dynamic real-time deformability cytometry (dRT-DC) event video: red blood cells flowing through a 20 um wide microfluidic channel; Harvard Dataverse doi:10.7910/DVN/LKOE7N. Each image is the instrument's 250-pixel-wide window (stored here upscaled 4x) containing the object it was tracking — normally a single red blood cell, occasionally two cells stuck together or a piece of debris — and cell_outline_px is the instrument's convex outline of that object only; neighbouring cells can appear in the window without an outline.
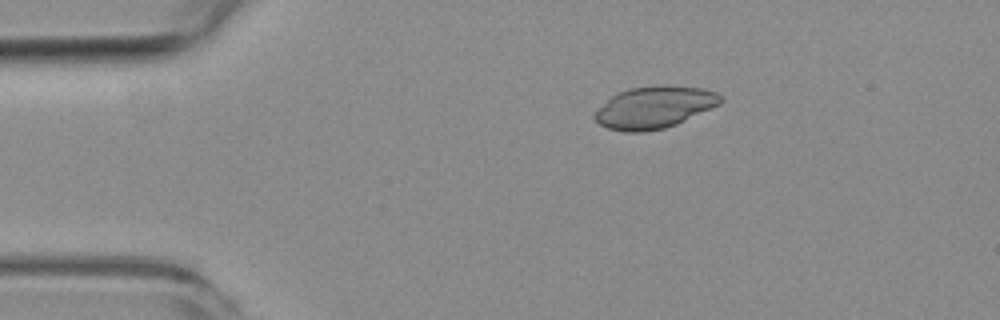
{"species": "common noctule bat (a hibernating species)", "species_latin": "Nyctalus noctula", "temperature_condition": "room temperature", "stored_images_in_passage": 6, "camera_frame_rate_fps": 3000, "um_per_image_px": 0.085, "animal": {"sex": "female", "body_mass_g": 19.3, "forearm_length_mm": 54.1}, "frame": {"image": 1, "passage_image": 3, "time_ms": 2.333, "image_size_px": [1000, 320], "cell_outline_px": [[724, 100], [720, 104], [676, 124], [664, 128], [644, 132], [624, 132], [608, 128], [600, 124], [596, 120], [596, 112], [616, 92], [628, 88], [664, 84], [704, 88], [716, 92], [724, 96]], "centroid_in_image_um": [55.67, 9.1], "position_along_channel_um": 29.3, "area_um2": 30.81}}